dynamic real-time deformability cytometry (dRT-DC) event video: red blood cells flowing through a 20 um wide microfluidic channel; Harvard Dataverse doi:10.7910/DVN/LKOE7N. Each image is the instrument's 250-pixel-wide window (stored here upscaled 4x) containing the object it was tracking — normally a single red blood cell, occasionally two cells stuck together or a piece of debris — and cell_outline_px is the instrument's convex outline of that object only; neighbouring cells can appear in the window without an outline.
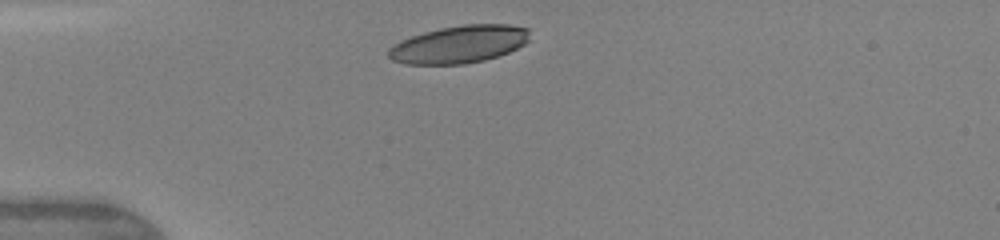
{"species": "human", "species_latin": "Homo sapiens", "temperature_condition": "warm", "stored_images_in_passage": 3, "camera_frame_rate_fps": 3000, "um_per_image_px": 0.085, "donor": {"sex": "female"}, "frame": {"image": 1, "passage_image": 1, "time_ms": 0.0, "image_size_px": [1000, 240], "cell_outline_px": [[528, 40], [524, 44], [500, 56], [484, 60], [464, 64], [404, 64], [392, 60], [388, 56], [388, 48], [400, 40], [424, 32], [440, 28], [464, 24], [508, 24], [528, 28]], "centroid_in_image_um": [39.01, 3.77], "position_along_channel_um": 46.0, "area_um2": 30.92}}